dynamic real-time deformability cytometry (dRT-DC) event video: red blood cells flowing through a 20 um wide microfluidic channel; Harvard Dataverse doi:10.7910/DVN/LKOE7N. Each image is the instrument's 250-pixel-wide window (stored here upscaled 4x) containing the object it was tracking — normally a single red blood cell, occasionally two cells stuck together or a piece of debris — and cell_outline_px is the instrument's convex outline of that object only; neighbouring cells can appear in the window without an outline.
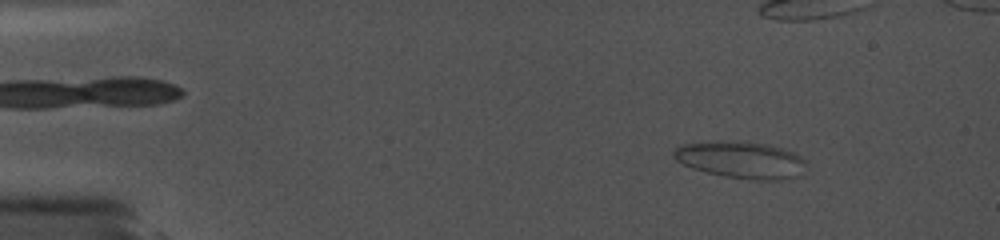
{"species": "common noctule bat (a hibernating species)", "species_latin": "Nyctalus noctula", "temperature_condition": "cold", "stored_images_in_passage": 122, "camera_frame_rate_fps": 5000, "um_per_image_px": 0.085, "animal": {"sex": "female", "body_mass_g": 19.0, "forearm_length_mm": 56.7}, "frame": {"image": 1, "passage_image": 20, "time_ms": 2.6, "image_size_px": [1000, 240], "cell_outline_px": [[808, 164], [804, 176], [780, 180], [760, 180], [724, 176], [692, 168], [676, 160], [672, 156], [672, 152], [680, 144], [728, 140], [740, 140], [768, 144], [792, 152], [800, 156]], "centroid_in_image_um": [63.04, 13.58], "position_along_channel_um": 22.0, "area_um2": 28.9}}
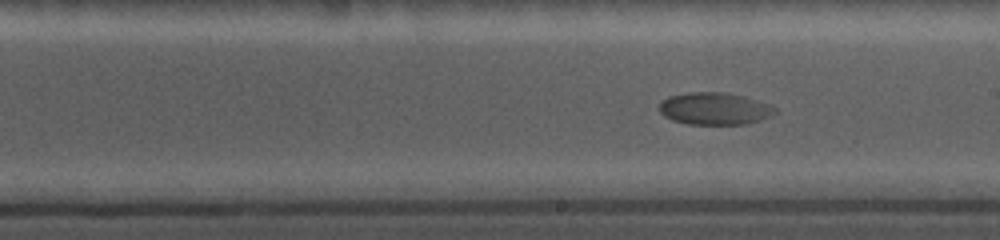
{"frame": {"image": 2, "passage_image": 75, "time_ms": 11.2, "image_size_px": [1000, 240], "cell_outline_px": [[776, 112], [760, 120], [744, 124], [688, 124], [672, 120], [664, 116], [660, 112], [660, 100], [668, 96], [688, 92], [724, 92], [744, 96], [768, 104], [776, 108]], "centroid_in_image_um": [60.69, 9.22], "position_along_channel_um": 228.3, "area_um2": 21.68}}
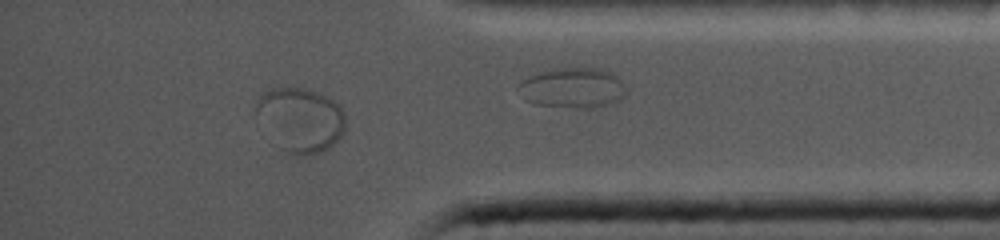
{"frame": {"image": 3, "passage_image": 114, "time_ms": 16.4, "image_size_px": [1000, 240], "cell_outline_px": [[344, 128], [340, 136], [328, 148], [320, 152], [308, 156], [300, 156], [288, 152], [280, 148], [256, 112], [256, 100], [264, 92], [272, 88], [300, 88], [316, 92], [328, 96], [340, 104], [344, 112]], "centroid_in_image_um": [25.58, 10.16], "position_along_channel_um": 409.6, "area_um2": 32.83}}